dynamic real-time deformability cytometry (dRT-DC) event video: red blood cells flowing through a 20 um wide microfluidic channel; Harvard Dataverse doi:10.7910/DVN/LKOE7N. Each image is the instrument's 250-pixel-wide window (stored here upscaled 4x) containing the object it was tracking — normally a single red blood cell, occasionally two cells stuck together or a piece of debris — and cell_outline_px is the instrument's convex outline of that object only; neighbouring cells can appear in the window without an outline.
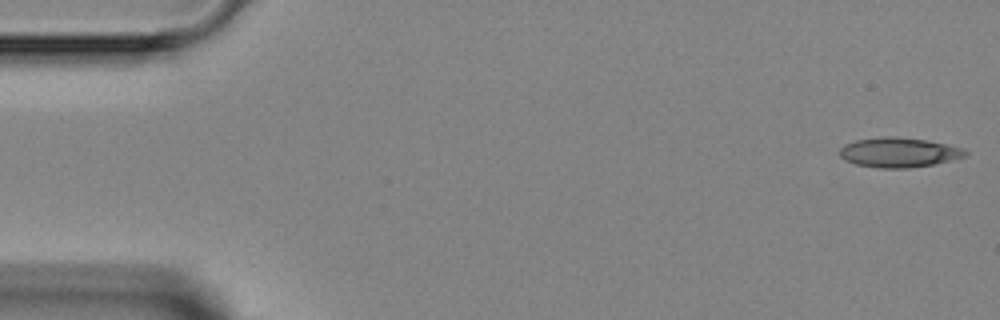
{"species": "Egyptian fruit bat (a non-hibernating species)", "species_latin": "Rousettus aegyptiacus", "temperature_condition": "room temperature", "stored_images_in_passage": 5, "camera_frame_rate_fps": 3000, "um_per_image_px": 0.085, "animal": {"sex": "female"}, "frame": {"image": 1, "passage_image": 1, "time_ms": 0.0, "image_size_px": [1000, 320], "cell_outline_px": [[968, 156], [932, 164], [908, 168], [880, 168], [856, 164], [844, 160], [840, 156], [840, 148], [844, 144], [856, 140], [880, 136], [896, 136], [928, 140], [948, 144], [964, 148], [968, 152]], "centroid_in_image_um": [76.41, 12.94], "position_along_channel_um": 8.6, "area_um2": 21.96}}
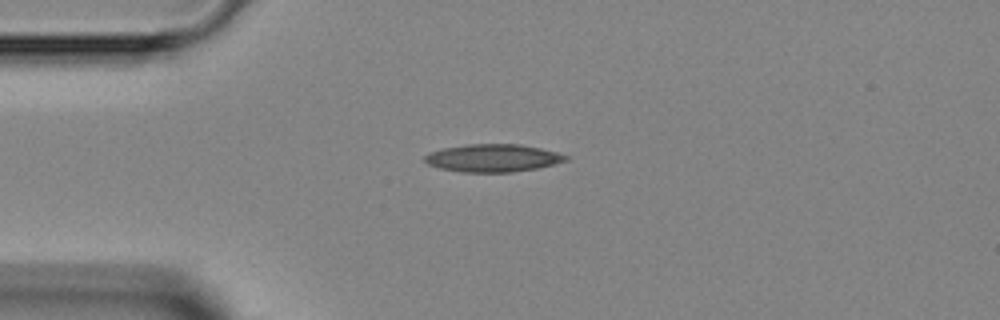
{"frame": {"image": 2, "passage_image": 4, "time_ms": 3.333, "image_size_px": [1000, 320], "cell_outline_px": [[568, 160], [536, 168], [512, 172], [460, 172], [440, 168], [428, 164], [424, 160], [424, 156], [428, 152], [444, 148], [464, 144], [520, 144], [540, 148], [556, 152], [568, 156]], "centroid_in_image_um": [41.85, 13.42], "position_along_channel_um": 43.1, "area_um2": 22.72}}